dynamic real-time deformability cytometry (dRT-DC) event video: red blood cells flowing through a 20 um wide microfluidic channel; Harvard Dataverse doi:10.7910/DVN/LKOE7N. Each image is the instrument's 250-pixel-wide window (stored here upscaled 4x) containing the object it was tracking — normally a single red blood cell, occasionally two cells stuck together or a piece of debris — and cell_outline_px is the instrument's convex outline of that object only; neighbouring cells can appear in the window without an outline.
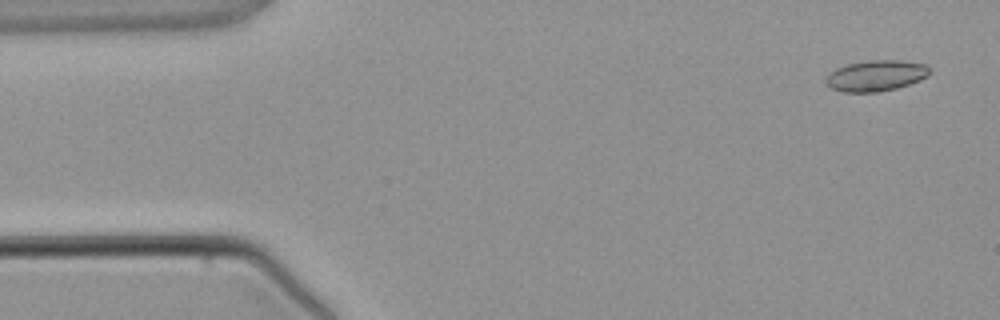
{"species": "common noctule bat (a hibernating species)", "species_latin": "Nyctalus noctula", "temperature_condition": "warm", "stored_images_in_passage": 5, "segment_of_instrument_passage": [2, 2], "camera_frame_rate_fps": 3000, "um_per_image_px": 0.085, "animal": {"sex": "male", "body_mass_g": 21.5, "forearm_length_mm": 52.0}, "frame": {"image": 1, "passage_image": 5, "time_ms": 5.0, "image_size_px": [1000, 320], "cell_outline_px": [[932, 72], [928, 76], [920, 80], [896, 88], [876, 92], [844, 92], [832, 88], [824, 80], [836, 68], [844, 64], [868, 60], [900, 60], [928, 64]], "centroid_in_image_um": [74.5, 6.41], "position_along_channel_um": 10.5, "area_um2": 18.79}}